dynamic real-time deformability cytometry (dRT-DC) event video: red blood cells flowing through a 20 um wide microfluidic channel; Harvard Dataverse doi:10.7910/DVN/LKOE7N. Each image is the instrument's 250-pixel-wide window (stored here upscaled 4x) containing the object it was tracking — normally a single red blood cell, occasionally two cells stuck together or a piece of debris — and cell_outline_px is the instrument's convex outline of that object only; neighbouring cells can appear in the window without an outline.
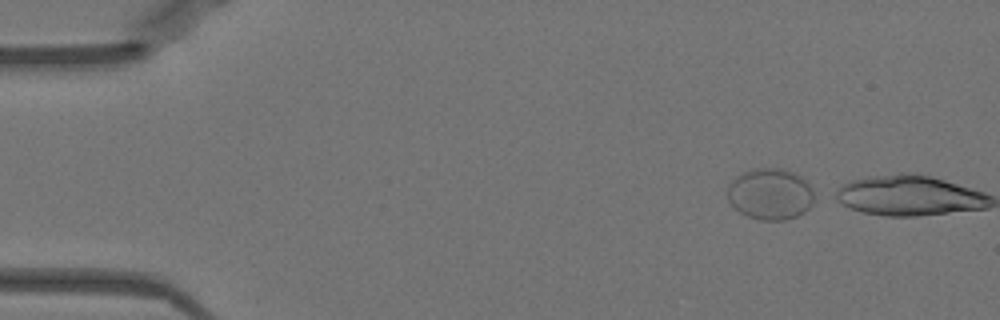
{"species": "Egyptian fruit bat (a non-hibernating species)", "species_latin": "Rousettus aegyptiacus", "temperature_condition": "warm", "stored_images_in_passage": 2, "segment_of_instrument_passage": [1, 2], "camera_frame_rate_fps": 3000, "um_per_image_px": 0.085, "animal": {"sex": "female"}, "frame": {"image": 1, "passage_image": 1, "time_ms": 0.0, "image_size_px": [1000, 320], "cell_outline_px": [[812, 204], [804, 212], [796, 216], [784, 220], [760, 220], [748, 216], [740, 212], [728, 200], [728, 184], [736, 176], [744, 172], [756, 168], [784, 168], [796, 172], [812, 188]], "centroid_in_image_um": [65.46, 16.48], "position_along_channel_um": 19.5, "area_um2": 25.84}}